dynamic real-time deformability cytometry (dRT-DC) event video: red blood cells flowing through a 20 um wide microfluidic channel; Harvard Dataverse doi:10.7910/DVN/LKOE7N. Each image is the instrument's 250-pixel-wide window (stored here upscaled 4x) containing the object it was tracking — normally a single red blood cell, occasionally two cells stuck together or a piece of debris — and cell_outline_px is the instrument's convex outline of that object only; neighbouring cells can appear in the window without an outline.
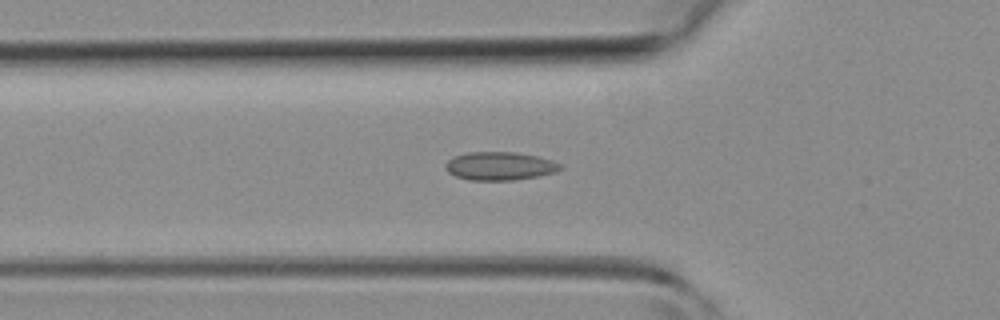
{"species": "common noctule bat (a hibernating species)", "species_latin": "Nyctalus noctula", "temperature_condition": "room temperature", "stored_images_in_passage": 36, "camera_frame_rate_fps": 3000, "um_per_image_px": 0.085, "animal": {"sex": "female", "body_mass_g": 19.3, "forearm_length_mm": 54.1}, "frame": {"image": 1, "passage_image": 6, "time_ms": 1.667, "image_size_px": [1000, 320], "cell_outline_px": [[564, 168], [556, 172], [536, 176], [512, 180], [468, 180], [456, 176], [448, 172], [444, 168], [444, 164], [448, 160], [456, 156], [468, 152], [512, 152], [536, 156], [552, 160], [564, 164]], "centroid_in_image_um": [42.5, 14.11], "position_along_channel_um": 83.3, "area_um2": 18.96}}
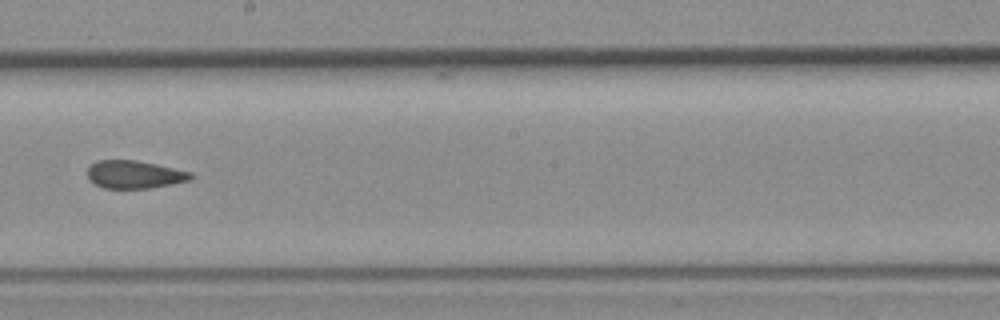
{"frame": {"image": 2, "passage_image": 16, "time_ms": 5.0, "image_size_px": [1000, 320], "cell_outline_px": [[192, 180], [172, 184], [148, 188], [104, 188], [88, 180], [88, 168], [96, 160], [136, 160], [156, 164], [192, 172]], "centroid_in_image_um": [11.43, 14.83], "position_along_channel_um": 236.8, "area_um2": 16.76}}
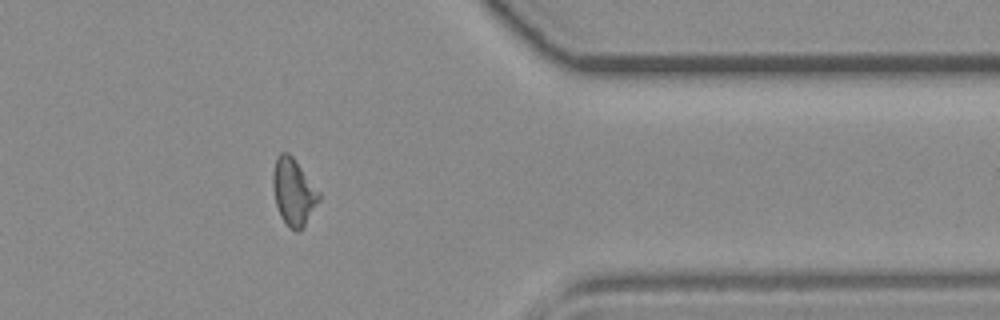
{"frame": {"image": 3, "passage_image": 27, "time_ms": 8.667, "image_size_px": [1000, 320], "cell_outline_px": [[320, 200], [304, 228], [296, 232], [280, 216], [276, 204], [272, 184], [272, 176], [276, 156], [280, 152], [288, 152], [292, 156], [320, 192]], "centroid_in_image_um": [24.95, 16.31], "position_along_channel_um": 386.4, "area_um2": 17.92}}